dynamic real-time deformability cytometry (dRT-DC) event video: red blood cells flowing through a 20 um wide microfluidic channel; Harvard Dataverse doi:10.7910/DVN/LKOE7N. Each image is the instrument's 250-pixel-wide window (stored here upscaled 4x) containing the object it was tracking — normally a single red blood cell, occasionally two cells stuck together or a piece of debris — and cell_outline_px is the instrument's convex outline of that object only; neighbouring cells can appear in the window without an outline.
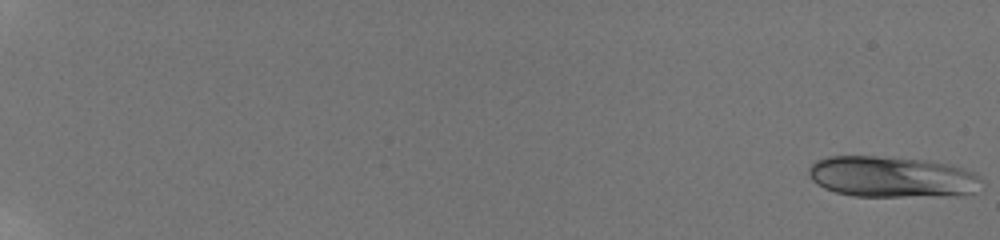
{"species": "human", "species_latin": "Homo sapiens", "temperature_condition": "room temperature", "stored_images_in_passage": 22, "camera_frame_rate_fps": 3000, "um_per_image_px": 0.085, "donor": {"sex": "male"}, "frame": {"image": 1, "passage_image": 1, "time_ms": 0.0, "image_size_px": [1000, 240], "cell_outline_px": [[984, 180], [972, 192], [956, 196], [852, 196], [836, 192], [824, 188], [816, 184], [812, 180], [808, 172], [808, 168], [816, 160], [828, 156], [876, 156], [928, 160], [948, 164], [964, 168], [976, 172]], "centroid_in_image_um": [75.82, 15.03], "position_along_channel_um": 9.2, "area_um2": 41.67}}
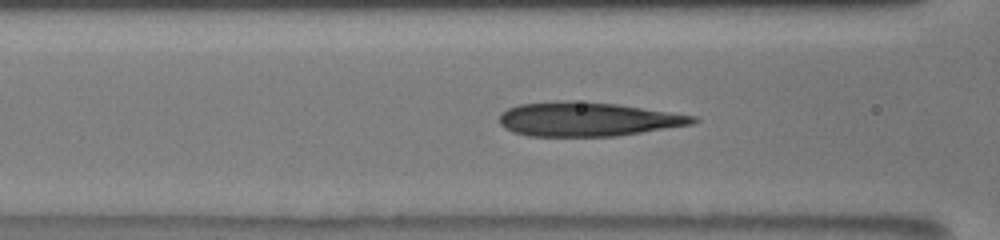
{"frame": {"image": 2, "passage_image": 15, "time_ms": 9.0, "image_size_px": [1000, 240], "cell_outline_px": [[700, 120], [692, 124], [616, 136], [528, 136], [512, 132], [504, 128], [500, 124], [500, 116], [508, 108], [520, 104], [564, 100], [572, 100], [616, 104], [696, 116]], "centroid_in_image_um": [49.92, 10.13], "position_along_channel_um": 116.7, "area_um2": 38.26}}
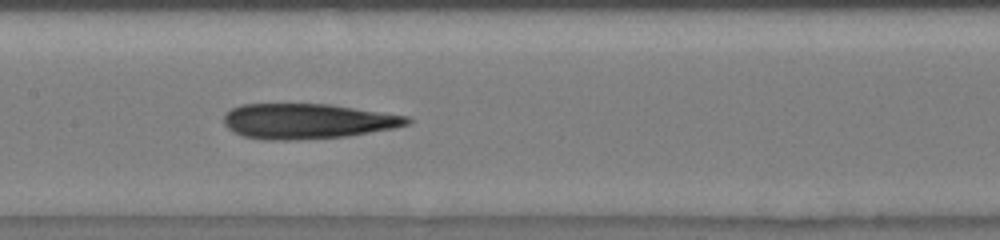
{"frame": {"image": 3, "passage_image": 19, "time_ms": 10.667, "image_size_px": [1000, 240], "cell_outline_px": [[412, 120], [408, 124], [392, 128], [348, 136], [300, 140], [272, 140], [244, 136], [228, 128], [224, 124], [224, 116], [232, 108], [240, 104], [332, 104], [408, 116]], "centroid_in_image_um": [26.14, 10.29], "position_along_channel_um": 181.3, "area_um2": 37.51}}